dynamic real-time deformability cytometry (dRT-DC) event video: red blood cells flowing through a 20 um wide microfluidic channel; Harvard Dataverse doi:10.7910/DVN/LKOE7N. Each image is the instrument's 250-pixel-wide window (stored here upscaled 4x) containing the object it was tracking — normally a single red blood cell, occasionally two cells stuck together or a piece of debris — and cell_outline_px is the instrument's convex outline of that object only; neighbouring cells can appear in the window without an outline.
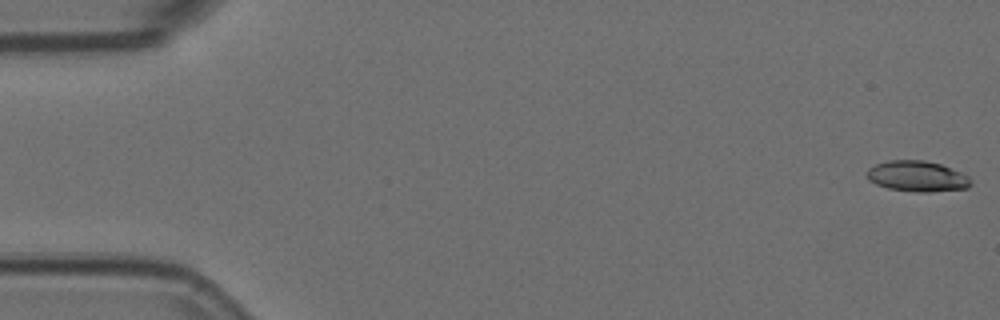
{"species": "Egyptian fruit bat (a non-hibernating species)", "species_latin": "Rousettus aegyptiacus", "temperature_condition": "room temperature", "stored_images_in_passage": 57, "camera_frame_rate_fps": 3000, "um_per_image_px": 0.085, "animal": {"sex": "female"}, "frame": {"image": 1, "passage_image": 1, "time_ms": 0.0, "image_size_px": [1000, 320], "cell_outline_px": [[972, 184], [968, 188], [928, 192], [916, 192], [888, 188], [876, 184], [868, 180], [868, 168], [876, 164], [888, 160], [924, 160], [940, 164], [960, 172], [968, 176], [972, 180]], "centroid_in_image_um": [77.97, 14.98], "position_along_channel_um": 7.0, "area_um2": 18.55}}
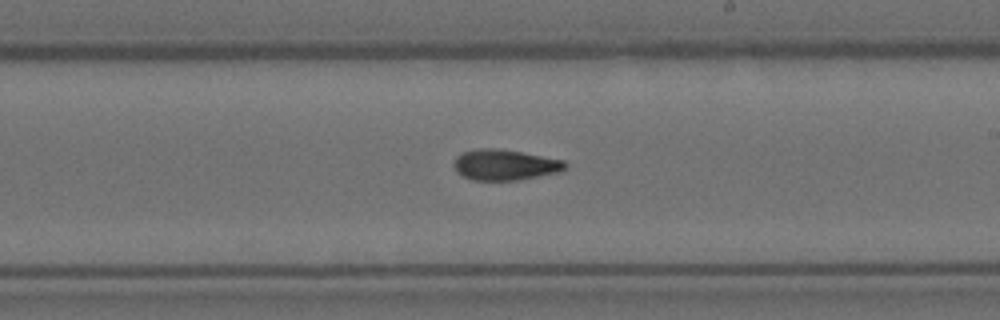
{"frame": {"image": 2, "passage_image": 33, "time_ms": 10.667, "image_size_px": [1000, 320], "cell_outline_px": [[568, 164], [560, 172], [516, 180], [472, 180], [456, 172], [452, 164], [456, 156], [460, 152], [476, 148], [496, 148], [520, 152], [564, 160]], "centroid_in_image_um": [42.86, 14.0], "position_along_channel_um": 246.1, "area_um2": 20.0}}
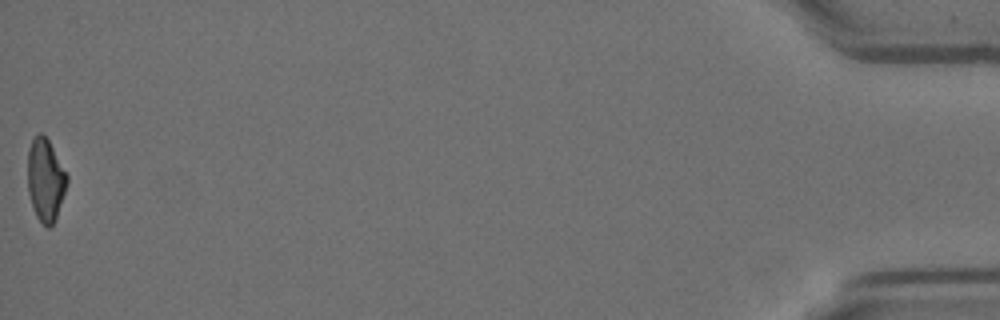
{"frame": {"image": 3, "passage_image": 57, "time_ms": 18.667, "image_size_px": [1000, 320], "cell_outline_px": [[68, 180], [56, 220], [48, 228], [36, 216], [28, 192], [28, 152], [32, 140], [40, 132], [48, 140], [68, 176]], "centroid_in_image_um": [3.87, 15.31], "position_along_channel_um": 431.3, "area_um2": 18.55}, "authors_computed_cell_mechanics": {"area_um2": 19.363, "velocity_mm_per_s": 3.5854, "shape_relaxation_time_tau1_ms": 6.642, "shape_relaxation_time_tau2_ms": 3.1286, "deformation_change_tau1": 0.1941, "deformation_change_tau2": 0.1045}}